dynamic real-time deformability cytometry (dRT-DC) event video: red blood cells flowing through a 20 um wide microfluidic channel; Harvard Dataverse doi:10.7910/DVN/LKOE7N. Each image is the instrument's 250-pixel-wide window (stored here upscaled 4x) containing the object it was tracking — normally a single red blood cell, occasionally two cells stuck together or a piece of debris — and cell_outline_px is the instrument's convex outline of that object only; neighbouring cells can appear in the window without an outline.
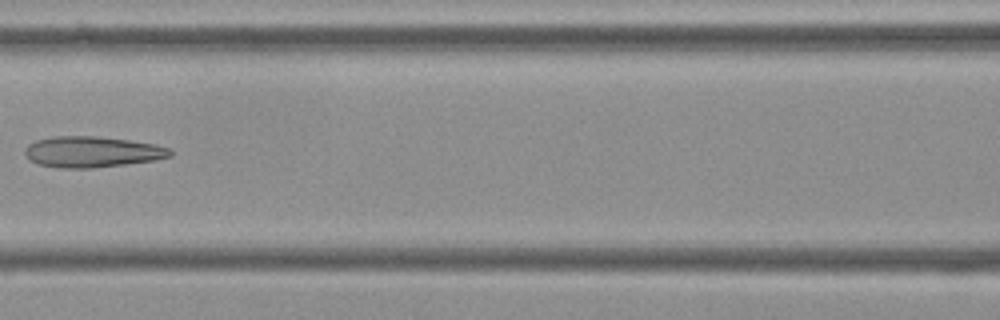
{"species": "Egyptian fruit bat (a non-hibernating species)", "species_latin": "Rousettus aegyptiacus", "temperature_condition": "cold", "stored_images_in_passage": 8, "camera_frame_rate_fps": 3000, "um_per_image_px": 0.085, "frame": {"image": 1, "passage_image": 7, "time_ms": 2.0, "image_size_px": [1000, 320], "cell_outline_px": [[172, 156], [156, 160], [92, 168], [60, 168], [36, 164], [28, 160], [24, 152], [24, 148], [28, 144], [36, 140], [52, 136], [96, 136], [128, 140], [156, 144], [172, 148]], "centroid_in_image_um": [7.81, 12.91], "position_along_channel_um": 158.8, "area_um2": 26.47}}
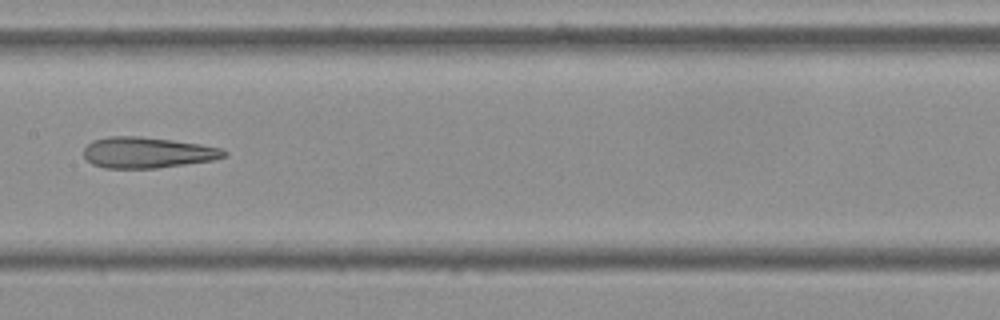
{"frame": {"image": 2, "passage_image": 8, "time_ms": 2.333, "image_size_px": [1000, 320], "cell_outline_px": [[228, 156], [212, 160], [156, 168], [104, 168], [92, 164], [84, 156], [84, 148], [92, 140], [108, 136], [140, 136], [172, 140], [200, 144], [220, 148], [228, 152]], "centroid_in_image_um": [12.51, 12.96], "position_along_channel_um": 194.9, "area_um2": 25.26}}